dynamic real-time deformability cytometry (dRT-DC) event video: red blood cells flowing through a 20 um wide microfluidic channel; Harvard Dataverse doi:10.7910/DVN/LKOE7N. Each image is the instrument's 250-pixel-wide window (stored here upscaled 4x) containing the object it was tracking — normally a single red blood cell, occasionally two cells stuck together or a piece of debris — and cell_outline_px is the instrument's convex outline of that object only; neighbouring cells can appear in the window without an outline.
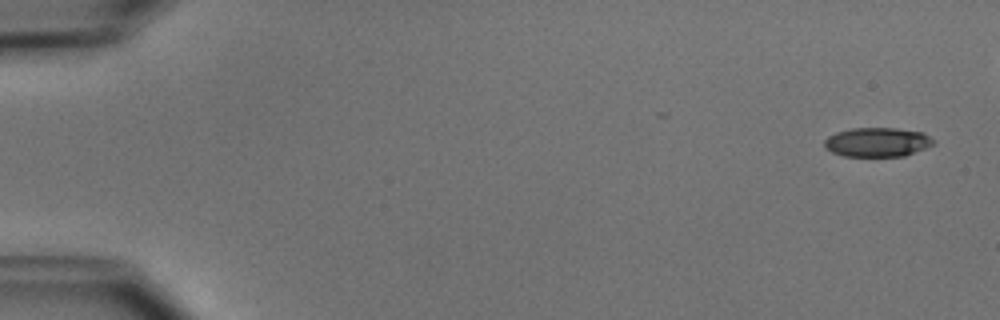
{"species": "common noctule bat (a hibernating species)", "species_latin": "Nyctalus noctula", "temperature_condition": "cold", "stored_images_in_passage": 5, "camera_frame_rate_fps": 3000, "um_per_image_px": 0.085, "animal": {"sex": "male", "body_mass_g": 15.6}, "frame": {"image": 1, "passage_image": 1, "time_ms": 0.0, "image_size_px": [1000, 320], "cell_outline_px": [[936, 144], [904, 156], [844, 156], [832, 152], [824, 144], [824, 140], [828, 136], [836, 132], [852, 128], [896, 128], [924, 132], [936, 140]], "centroid_in_image_um": [74.62, 12.07], "position_along_channel_um": 10.4, "area_um2": 18.67}}